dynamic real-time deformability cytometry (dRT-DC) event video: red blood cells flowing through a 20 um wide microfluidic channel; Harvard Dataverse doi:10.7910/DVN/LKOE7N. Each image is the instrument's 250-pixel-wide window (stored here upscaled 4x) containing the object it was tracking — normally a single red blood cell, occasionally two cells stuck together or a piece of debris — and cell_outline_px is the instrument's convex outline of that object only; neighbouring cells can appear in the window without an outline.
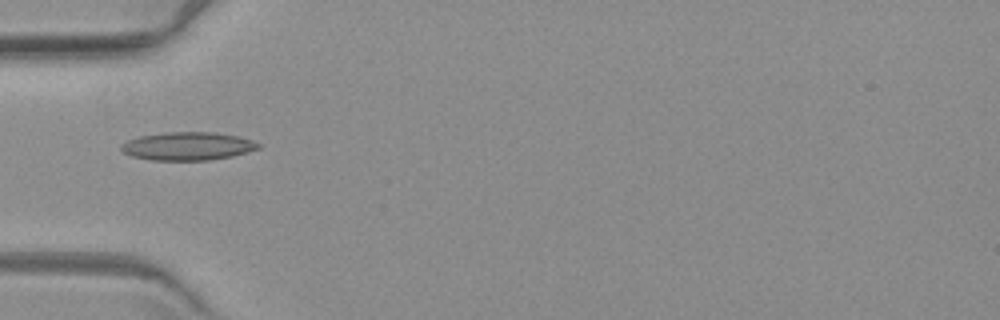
{"species": "common noctule bat (a hibernating species)", "species_latin": "Nyctalus noctula", "temperature_condition": "warm", "stored_images_in_passage": 6, "camera_frame_rate_fps": 3000, "um_per_image_px": 0.085, "animal": {"sex": "female", "body_mass_g": 19.3, "forearm_length_mm": 54.1}, "frame": {"image": 1, "passage_image": 1, "time_ms": 0.0, "image_size_px": [1000, 320], "cell_outline_px": [[260, 148], [248, 152], [232, 156], [208, 160], [152, 160], [132, 156], [124, 152], [120, 148], [120, 144], [128, 140], [140, 136], [168, 132], [212, 132], [236, 136], [252, 140], [260, 144]], "centroid_in_image_um": [15.95, 12.42], "position_along_channel_um": 69.0, "area_um2": 22.37}}
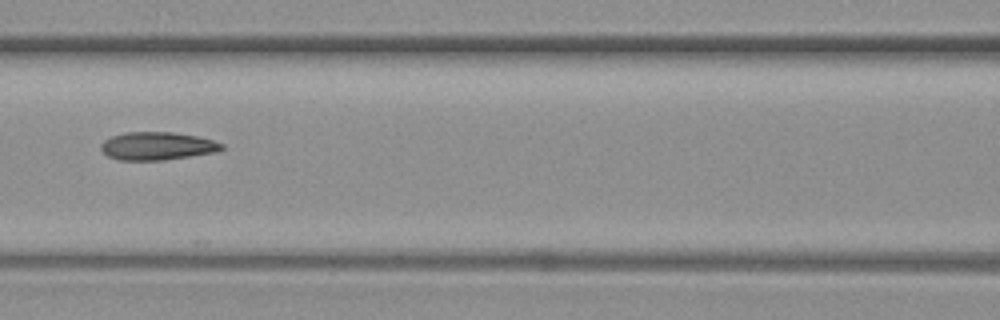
{"frame": {"image": 2, "passage_image": 3, "time_ms": 2.333, "image_size_px": [1000, 320], "cell_outline_px": [[224, 148], [216, 152], [164, 160], [120, 160], [108, 156], [100, 148], [100, 144], [104, 140], [112, 136], [124, 132], [172, 132], [196, 136], [212, 140], [224, 144]], "centroid_in_image_um": [13.35, 12.41], "position_along_channel_um": 153.2, "area_um2": 19.65}}
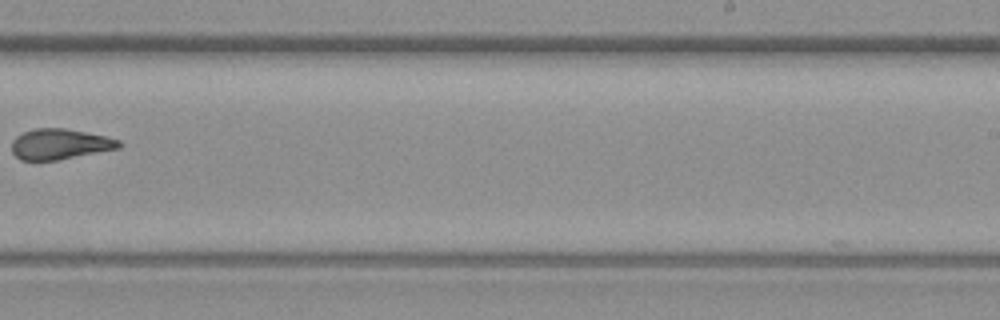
{"frame": {"image": 3, "passage_image": 6, "time_ms": 6.0, "image_size_px": [1000, 320], "cell_outline_px": [[124, 144], [120, 148], [56, 160], [20, 160], [12, 152], [12, 140], [16, 136], [24, 132], [36, 128], [64, 128], [104, 136], [120, 140]], "centroid_in_image_um": [5.09, 12.25], "position_along_channel_um": 283.9, "area_um2": 18.96}}